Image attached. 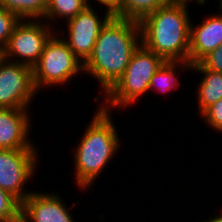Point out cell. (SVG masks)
<instances>
[{"label":"cell","mask_w":222,"mask_h":222,"mask_svg":"<svg viewBox=\"0 0 222 222\" xmlns=\"http://www.w3.org/2000/svg\"><path fill=\"white\" fill-rule=\"evenodd\" d=\"M190 1L171 0L144 17L139 22L141 44L165 61L189 62Z\"/></svg>","instance_id":"obj_2"},{"label":"cell","mask_w":222,"mask_h":222,"mask_svg":"<svg viewBox=\"0 0 222 222\" xmlns=\"http://www.w3.org/2000/svg\"><path fill=\"white\" fill-rule=\"evenodd\" d=\"M89 5V0H48L46 14L43 19L44 21L49 20L47 24L53 27L51 22L55 24V21L60 18L68 21Z\"/></svg>","instance_id":"obj_17"},{"label":"cell","mask_w":222,"mask_h":222,"mask_svg":"<svg viewBox=\"0 0 222 222\" xmlns=\"http://www.w3.org/2000/svg\"><path fill=\"white\" fill-rule=\"evenodd\" d=\"M54 29L44 20H20L3 50V58L32 68L43 53L45 44L56 32Z\"/></svg>","instance_id":"obj_6"},{"label":"cell","mask_w":222,"mask_h":222,"mask_svg":"<svg viewBox=\"0 0 222 222\" xmlns=\"http://www.w3.org/2000/svg\"><path fill=\"white\" fill-rule=\"evenodd\" d=\"M205 69L222 73V44L199 62Z\"/></svg>","instance_id":"obj_21"},{"label":"cell","mask_w":222,"mask_h":222,"mask_svg":"<svg viewBox=\"0 0 222 222\" xmlns=\"http://www.w3.org/2000/svg\"><path fill=\"white\" fill-rule=\"evenodd\" d=\"M165 62L163 58L146 49L142 44L117 82L104 94L101 108L111 112L114 109L134 105L140 97L148 93L152 76Z\"/></svg>","instance_id":"obj_4"},{"label":"cell","mask_w":222,"mask_h":222,"mask_svg":"<svg viewBox=\"0 0 222 222\" xmlns=\"http://www.w3.org/2000/svg\"><path fill=\"white\" fill-rule=\"evenodd\" d=\"M58 32L59 29H56L45 44L37 63L32 67L33 82L37 92L45 86L47 88L70 83L78 73L84 72L82 62L69 49Z\"/></svg>","instance_id":"obj_5"},{"label":"cell","mask_w":222,"mask_h":222,"mask_svg":"<svg viewBox=\"0 0 222 222\" xmlns=\"http://www.w3.org/2000/svg\"><path fill=\"white\" fill-rule=\"evenodd\" d=\"M207 1L208 0H196L195 2L197 5L203 6V5H205V3H207Z\"/></svg>","instance_id":"obj_24"},{"label":"cell","mask_w":222,"mask_h":222,"mask_svg":"<svg viewBox=\"0 0 222 222\" xmlns=\"http://www.w3.org/2000/svg\"><path fill=\"white\" fill-rule=\"evenodd\" d=\"M191 71L204 75L196 87L198 112L201 115L208 107L222 99V73L205 69L200 63L192 64Z\"/></svg>","instance_id":"obj_13"},{"label":"cell","mask_w":222,"mask_h":222,"mask_svg":"<svg viewBox=\"0 0 222 222\" xmlns=\"http://www.w3.org/2000/svg\"><path fill=\"white\" fill-rule=\"evenodd\" d=\"M204 222H222V211L219 215L215 217L211 216V218H209L208 220H205Z\"/></svg>","instance_id":"obj_23"},{"label":"cell","mask_w":222,"mask_h":222,"mask_svg":"<svg viewBox=\"0 0 222 222\" xmlns=\"http://www.w3.org/2000/svg\"><path fill=\"white\" fill-rule=\"evenodd\" d=\"M21 220V202L9 192L0 188V222Z\"/></svg>","instance_id":"obj_18"},{"label":"cell","mask_w":222,"mask_h":222,"mask_svg":"<svg viewBox=\"0 0 222 222\" xmlns=\"http://www.w3.org/2000/svg\"><path fill=\"white\" fill-rule=\"evenodd\" d=\"M209 128L222 134V99L208 107L201 115Z\"/></svg>","instance_id":"obj_20"},{"label":"cell","mask_w":222,"mask_h":222,"mask_svg":"<svg viewBox=\"0 0 222 222\" xmlns=\"http://www.w3.org/2000/svg\"><path fill=\"white\" fill-rule=\"evenodd\" d=\"M171 0H122L121 7L114 17L140 22L144 17L164 7Z\"/></svg>","instance_id":"obj_15"},{"label":"cell","mask_w":222,"mask_h":222,"mask_svg":"<svg viewBox=\"0 0 222 222\" xmlns=\"http://www.w3.org/2000/svg\"><path fill=\"white\" fill-rule=\"evenodd\" d=\"M20 19L6 9L0 7V49L4 50L8 44L9 37Z\"/></svg>","instance_id":"obj_19"},{"label":"cell","mask_w":222,"mask_h":222,"mask_svg":"<svg viewBox=\"0 0 222 222\" xmlns=\"http://www.w3.org/2000/svg\"><path fill=\"white\" fill-rule=\"evenodd\" d=\"M3 59V50L0 49V61Z\"/></svg>","instance_id":"obj_26"},{"label":"cell","mask_w":222,"mask_h":222,"mask_svg":"<svg viewBox=\"0 0 222 222\" xmlns=\"http://www.w3.org/2000/svg\"><path fill=\"white\" fill-rule=\"evenodd\" d=\"M96 2H99L98 4L101 6L104 5L105 8L113 15L120 7L122 4V0H95ZM89 0V4H90Z\"/></svg>","instance_id":"obj_22"},{"label":"cell","mask_w":222,"mask_h":222,"mask_svg":"<svg viewBox=\"0 0 222 222\" xmlns=\"http://www.w3.org/2000/svg\"><path fill=\"white\" fill-rule=\"evenodd\" d=\"M48 0H0V7L14 13L20 20H43Z\"/></svg>","instance_id":"obj_16"},{"label":"cell","mask_w":222,"mask_h":222,"mask_svg":"<svg viewBox=\"0 0 222 222\" xmlns=\"http://www.w3.org/2000/svg\"><path fill=\"white\" fill-rule=\"evenodd\" d=\"M74 151L75 184L80 190L92 187L120 149V136L111 112L97 108Z\"/></svg>","instance_id":"obj_3"},{"label":"cell","mask_w":222,"mask_h":222,"mask_svg":"<svg viewBox=\"0 0 222 222\" xmlns=\"http://www.w3.org/2000/svg\"><path fill=\"white\" fill-rule=\"evenodd\" d=\"M140 45L139 22L112 16L101 28L92 54L83 64L84 73L98 80L101 94L123 75Z\"/></svg>","instance_id":"obj_1"},{"label":"cell","mask_w":222,"mask_h":222,"mask_svg":"<svg viewBox=\"0 0 222 222\" xmlns=\"http://www.w3.org/2000/svg\"><path fill=\"white\" fill-rule=\"evenodd\" d=\"M222 44V15H205V19L190 26L189 63H199Z\"/></svg>","instance_id":"obj_12"},{"label":"cell","mask_w":222,"mask_h":222,"mask_svg":"<svg viewBox=\"0 0 222 222\" xmlns=\"http://www.w3.org/2000/svg\"><path fill=\"white\" fill-rule=\"evenodd\" d=\"M36 94L32 68L3 58L0 61V108L29 109Z\"/></svg>","instance_id":"obj_8"},{"label":"cell","mask_w":222,"mask_h":222,"mask_svg":"<svg viewBox=\"0 0 222 222\" xmlns=\"http://www.w3.org/2000/svg\"><path fill=\"white\" fill-rule=\"evenodd\" d=\"M60 194L32 192L21 203V222H76Z\"/></svg>","instance_id":"obj_10"},{"label":"cell","mask_w":222,"mask_h":222,"mask_svg":"<svg viewBox=\"0 0 222 222\" xmlns=\"http://www.w3.org/2000/svg\"><path fill=\"white\" fill-rule=\"evenodd\" d=\"M182 67V68H180ZM187 69L191 71L192 64L188 61L180 62V61H165L160 68L156 71V73L152 76L149 87V91L157 89V93L159 92H171L174 89H178L179 86H182L178 80V73L181 69ZM179 69V70H178ZM178 85V87H177Z\"/></svg>","instance_id":"obj_14"},{"label":"cell","mask_w":222,"mask_h":222,"mask_svg":"<svg viewBox=\"0 0 222 222\" xmlns=\"http://www.w3.org/2000/svg\"><path fill=\"white\" fill-rule=\"evenodd\" d=\"M37 149H0V188L21 203L33 192L24 187L38 164Z\"/></svg>","instance_id":"obj_7"},{"label":"cell","mask_w":222,"mask_h":222,"mask_svg":"<svg viewBox=\"0 0 222 222\" xmlns=\"http://www.w3.org/2000/svg\"><path fill=\"white\" fill-rule=\"evenodd\" d=\"M103 17L98 16L97 11L90 4L85 10L78 13L74 18L65 21L67 27L61 31V35L69 49L84 64L92 54L95 42L101 28L113 16L107 9ZM67 30V31H66ZM68 32V33H66ZM67 39V40H66Z\"/></svg>","instance_id":"obj_9"},{"label":"cell","mask_w":222,"mask_h":222,"mask_svg":"<svg viewBox=\"0 0 222 222\" xmlns=\"http://www.w3.org/2000/svg\"><path fill=\"white\" fill-rule=\"evenodd\" d=\"M30 119L29 109L0 108V149H38L30 139Z\"/></svg>","instance_id":"obj_11"},{"label":"cell","mask_w":222,"mask_h":222,"mask_svg":"<svg viewBox=\"0 0 222 222\" xmlns=\"http://www.w3.org/2000/svg\"><path fill=\"white\" fill-rule=\"evenodd\" d=\"M218 3L219 13L222 15V0H219Z\"/></svg>","instance_id":"obj_25"}]
</instances>
